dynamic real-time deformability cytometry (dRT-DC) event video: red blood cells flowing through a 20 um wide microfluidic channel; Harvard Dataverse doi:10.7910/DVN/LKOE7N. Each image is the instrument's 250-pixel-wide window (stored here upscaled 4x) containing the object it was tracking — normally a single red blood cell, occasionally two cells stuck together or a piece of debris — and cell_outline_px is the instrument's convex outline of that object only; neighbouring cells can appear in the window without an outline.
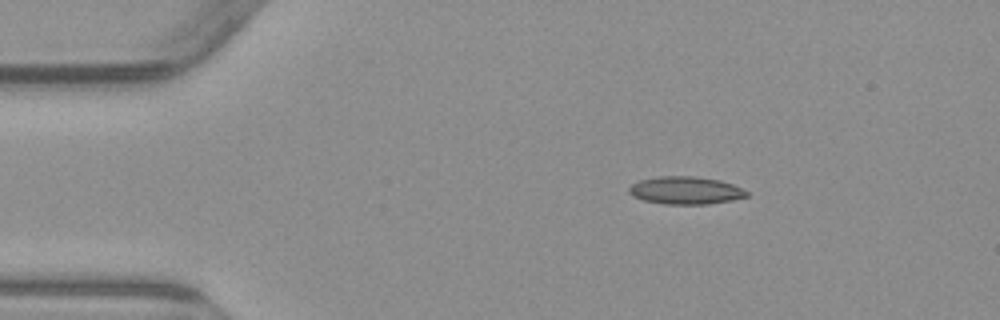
{"species": "common noctule bat (a hibernating species)", "species_latin": "Nyctalus noctula", "temperature_condition": "warm", "stored_images_in_passage": 3, "camera_frame_rate_fps": 3000, "um_per_image_px": 0.085, "animal": {"sex": "male", "body_mass_g": 23.1, "forearm_length_mm": 52.7}, "frame": {"image": 1, "passage_image": 1, "time_ms": 0.0, "image_size_px": [1000, 320], "cell_outline_px": [[748, 196], [732, 200], [708, 204], [664, 204], [644, 200], [632, 196], [628, 192], [628, 188], [632, 184], [640, 180], [660, 176], [692, 176], [720, 180], [732, 184], [748, 192]], "centroid_in_image_um": [58.25, 16.18], "position_along_channel_um": 26.7, "area_um2": 18.9}}
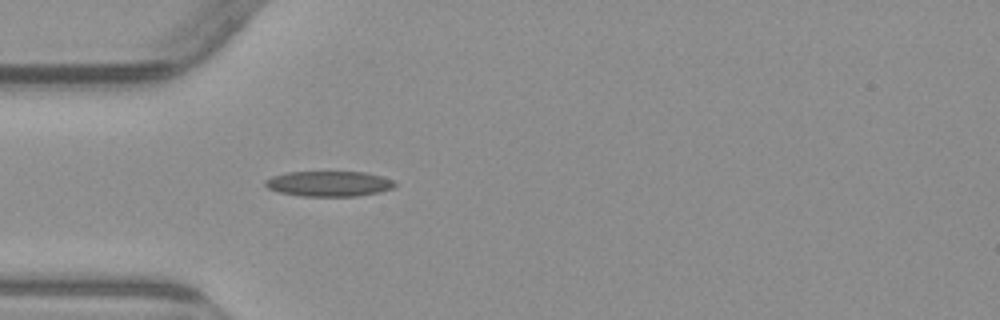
{"frame": {"image": 2, "passage_image": 3, "time_ms": 2.333, "image_size_px": [1000, 320], "cell_outline_px": [[396, 184], [392, 188], [380, 192], [356, 196], [304, 196], [280, 192], [268, 188], [264, 184], [264, 180], [272, 176], [288, 172], [364, 172], [396, 180]], "centroid_in_image_um": [27.97, 15.61], "position_along_channel_um": 57.0, "area_um2": 19.07}}